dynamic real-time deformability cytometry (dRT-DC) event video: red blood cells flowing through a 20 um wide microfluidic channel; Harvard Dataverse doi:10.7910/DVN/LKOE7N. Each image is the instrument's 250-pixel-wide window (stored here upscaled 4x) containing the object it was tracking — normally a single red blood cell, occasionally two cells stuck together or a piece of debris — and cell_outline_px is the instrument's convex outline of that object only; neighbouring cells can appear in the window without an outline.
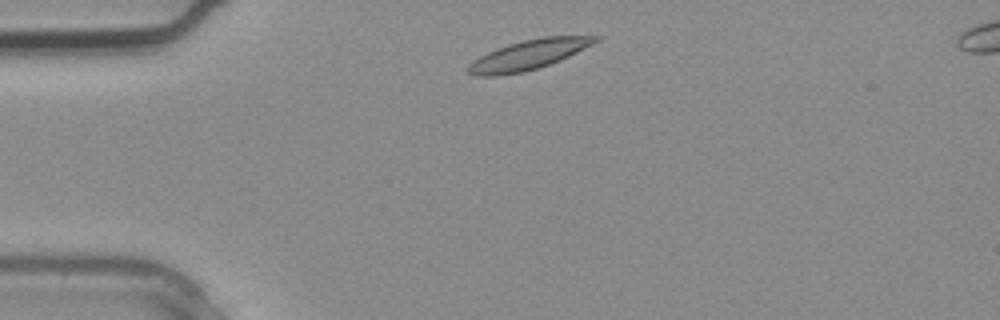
{"species": "common noctule bat (a hibernating species)", "species_latin": "Nyctalus noctula", "temperature_condition": "warm", "stored_images_in_passage": 2, "camera_frame_rate_fps": 3000, "um_per_image_px": 0.085, "animal": {"sex": "male", "body_mass_g": 20.4}, "frame": {"image": 1, "passage_image": 1, "time_ms": 0.0, "image_size_px": [1000, 320], "cell_outline_px": [[604, 36], [600, 40], [560, 60], [524, 72], [496, 76], [476, 76], [468, 72], [464, 68], [472, 60], [496, 48], [508, 44], [524, 40], [544, 36]], "centroid_in_image_um": [44.87, 4.66], "position_along_channel_um": 40.1, "area_um2": 21.96}}